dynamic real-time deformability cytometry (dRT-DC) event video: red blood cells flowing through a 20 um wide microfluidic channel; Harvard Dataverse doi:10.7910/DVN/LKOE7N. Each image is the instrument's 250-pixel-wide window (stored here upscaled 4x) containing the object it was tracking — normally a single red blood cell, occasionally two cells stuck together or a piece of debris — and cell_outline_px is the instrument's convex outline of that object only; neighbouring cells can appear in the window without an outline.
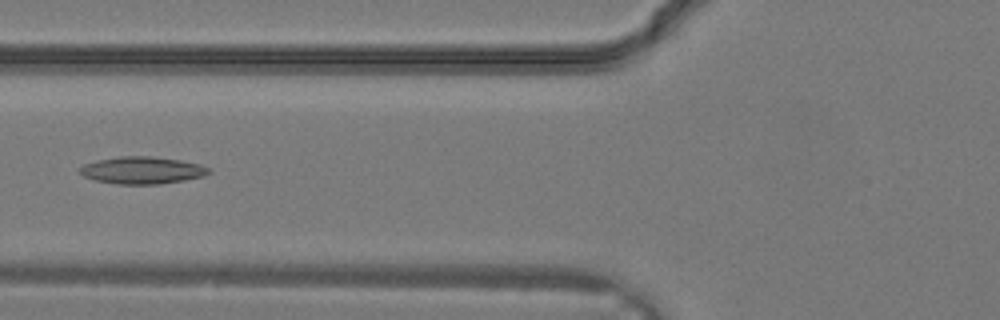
{"species": "common noctule bat (a hibernating species)", "species_latin": "Nyctalus noctula", "temperature_condition": "warm", "stored_images_in_passage": 10, "camera_frame_rate_fps": 3000, "um_per_image_px": 0.085, "animal": {"sex": "male", "body_mass_g": 19.2, "forearm_length_mm": 51.8}, "frame": {"image": 1, "passage_image": 5, "time_ms": 1.333, "image_size_px": [1000, 320], "cell_outline_px": [[212, 172], [204, 176], [184, 180], [160, 184], [116, 184], [96, 180], [84, 176], [80, 172], [80, 168], [84, 164], [100, 160], [120, 156], [148, 156], [180, 160], [200, 164], [212, 168]], "centroid_in_image_um": [12.15, 14.47], "position_along_channel_um": 113.7, "area_um2": 20.35}}
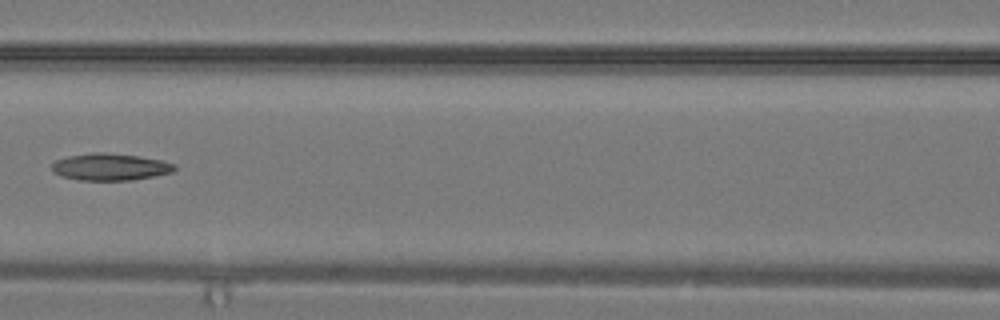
{"frame": {"image": 2, "passage_image": 7, "time_ms": 2.0, "image_size_px": [1000, 320], "cell_outline_px": [[176, 168], [172, 172], [156, 176], [132, 180], [80, 180], [60, 176], [52, 172], [52, 164], [56, 160], [68, 156], [92, 152], [104, 152], [140, 156], [160, 160], [176, 164]], "centroid_in_image_um": [9.36, 14.18], "position_along_channel_um": 157.2, "area_um2": 19.42}}
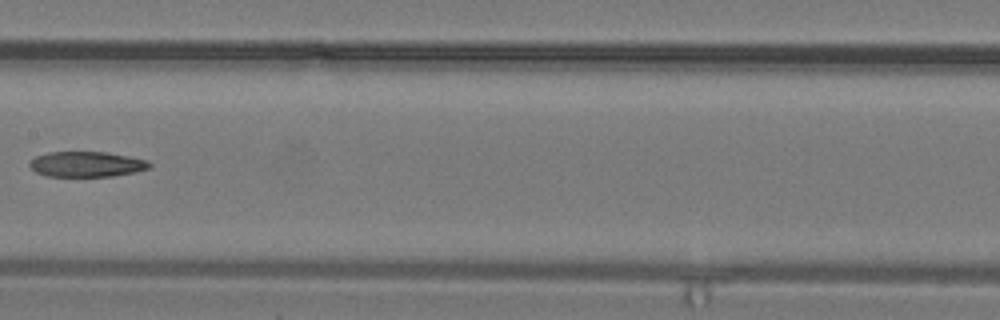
{"frame": {"image": 3, "passage_image": 9, "time_ms": 2.667, "image_size_px": [1000, 320], "cell_outline_px": [[152, 168], [136, 172], [112, 176], [48, 176], [36, 172], [28, 164], [36, 156], [48, 152], [108, 152], [148, 160], [152, 164]], "centroid_in_image_um": [7.42, 13.95], "position_along_channel_um": 200.0, "area_um2": 17.74}}